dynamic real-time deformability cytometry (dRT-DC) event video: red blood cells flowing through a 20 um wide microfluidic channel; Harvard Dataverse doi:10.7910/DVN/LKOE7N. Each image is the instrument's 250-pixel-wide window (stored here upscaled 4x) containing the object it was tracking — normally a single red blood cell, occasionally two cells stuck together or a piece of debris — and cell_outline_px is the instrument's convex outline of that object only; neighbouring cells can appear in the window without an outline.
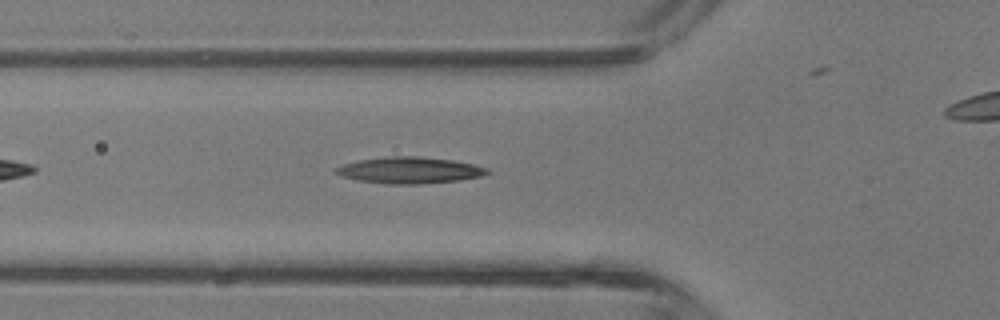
{"species": "common noctule bat (a hibernating species)", "species_latin": "Nyctalus noctula", "temperature_condition": "room temperature", "stored_images_in_passage": 25, "camera_frame_rate_fps": 3000, "um_per_image_px": 0.085, "animal": {"sex": "male", "body_mass_g": 13.3}, "frame": {"image": 1, "passage_image": 3, "time_ms": 0.667, "image_size_px": [1000, 320], "cell_outline_px": [[492, 172], [480, 176], [460, 180], [420, 184], [388, 184], [356, 180], [340, 176], [332, 172], [336, 168], [344, 164], [360, 160], [388, 156], [420, 156], [452, 160], [472, 164], [488, 168]], "centroid_in_image_um": [34.8, 14.47], "position_along_channel_um": 91.0, "area_um2": 23.35}}
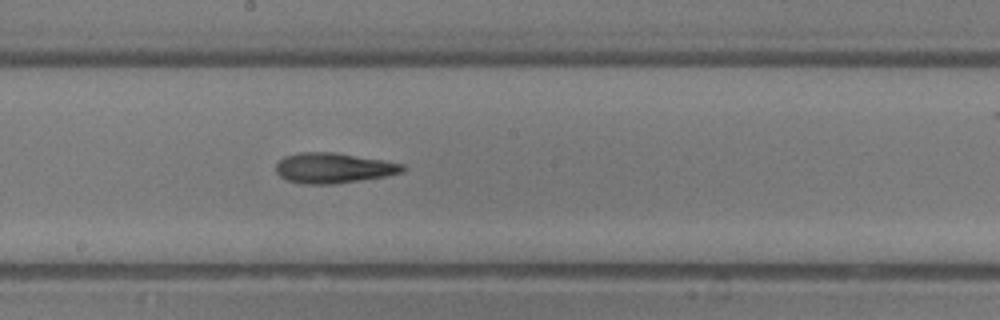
{"frame": {"image": 2, "passage_image": 11, "time_ms": 3.333, "image_size_px": [1000, 320], "cell_outline_px": [[408, 168], [404, 172], [384, 176], [332, 184], [300, 184], [288, 180], [280, 176], [276, 172], [276, 164], [284, 156], [300, 152], [332, 152], [384, 160], [404, 164]], "centroid_in_image_um": [28.35, 14.27], "position_along_channel_um": 219.9, "area_um2": 22.31}}
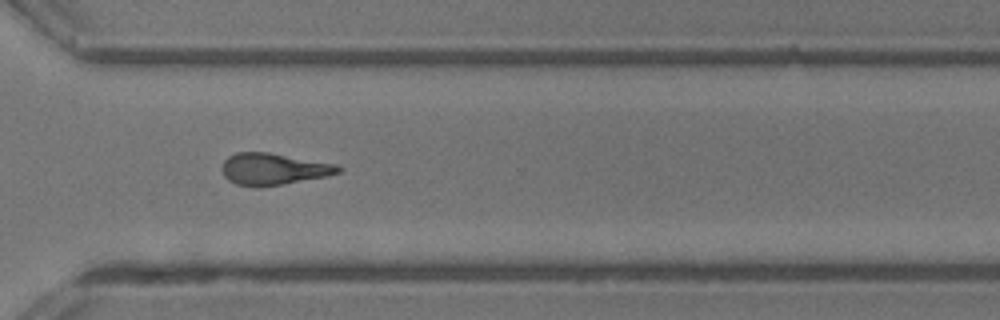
{"frame": {"image": 3, "passage_image": 19, "time_ms": 6.0, "image_size_px": [1000, 320], "cell_outline_px": [[344, 168], [340, 172], [324, 176], [280, 184], [256, 188], [236, 184], [228, 180], [224, 176], [220, 168], [224, 160], [228, 156], [236, 152], [268, 152], [336, 164]], "centroid_in_image_um": [23.18, 14.36], "position_along_channel_um": 347.4, "area_um2": 21.44}}